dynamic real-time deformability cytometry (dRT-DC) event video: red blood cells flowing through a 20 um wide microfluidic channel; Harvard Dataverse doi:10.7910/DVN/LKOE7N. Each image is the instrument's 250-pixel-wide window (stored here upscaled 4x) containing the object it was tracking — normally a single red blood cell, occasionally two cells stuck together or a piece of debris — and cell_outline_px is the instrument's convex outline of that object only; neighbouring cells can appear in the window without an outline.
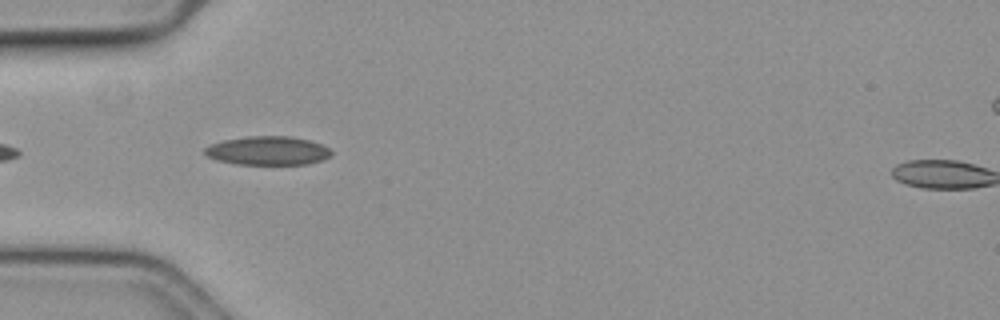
{"species": "common noctule bat (a hibernating species)", "species_latin": "Nyctalus noctula", "temperature_condition": "cold", "stored_images_in_passage": 15, "camera_frame_rate_fps": 3000, "um_per_image_px": 0.085, "animal": {"sex": "female", "body_mass_g": 19.3, "forearm_length_mm": 54.1}, "frame": {"image": 1, "passage_image": 1, "time_ms": 0.0, "image_size_px": [1000, 320], "cell_outline_px": [[332, 156], [308, 164], [236, 164], [216, 160], [208, 156], [204, 152], [204, 148], [212, 144], [224, 140], [248, 136], [288, 136], [308, 140], [320, 144], [328, 148], [332, 152]], "centroid_in_image_um": [22.76, 12.81], "position_along_channel_um": 62.2, "area_um2": 21.04}}